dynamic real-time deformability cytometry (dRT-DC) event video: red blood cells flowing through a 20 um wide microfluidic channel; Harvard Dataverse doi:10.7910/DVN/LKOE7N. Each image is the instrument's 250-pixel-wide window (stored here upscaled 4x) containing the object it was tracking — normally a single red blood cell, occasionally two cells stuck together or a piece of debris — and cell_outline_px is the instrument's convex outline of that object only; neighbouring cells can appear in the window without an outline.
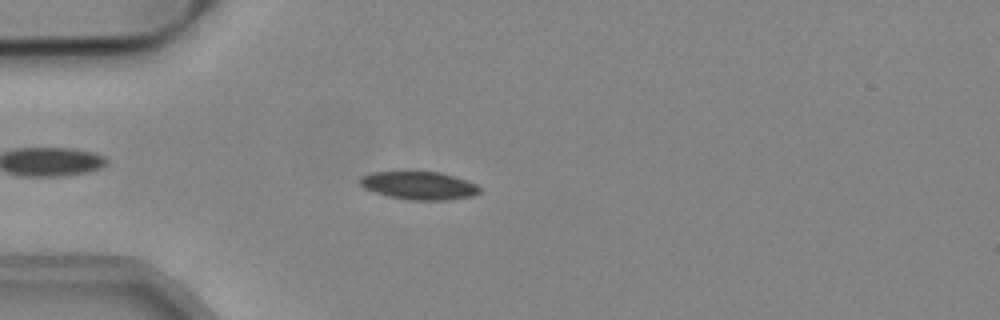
{"species": "common noctule bat (a hibernating species)", "species_latin": "Nyctalus noctula", "temperature_condition": "cold", "stored_images_in_passage": 53, "camera_frame_rate_fps": 3000, "um_per_image_px": 0.085, "animal": {"sex": "male", "body_mass_g": 19.2, "forearm_length_mm": 51.8}, "frame": {"image": 1, "passage_image": 14, "time_ms": 4.333, "image_size_px": [1000, 320], "cell_outline_px": [[480, 192], [472, 196], [444, 200], [412, 200], [388, 196], [364, 188], [360, 184], [360, 176], [372, 172], [440, 172], [476, 184], [480, 188]], "centroid_in_image_um": [35.6, 15.77], "position_along_channel_um": 49.4, "area_um2": 19.25}}
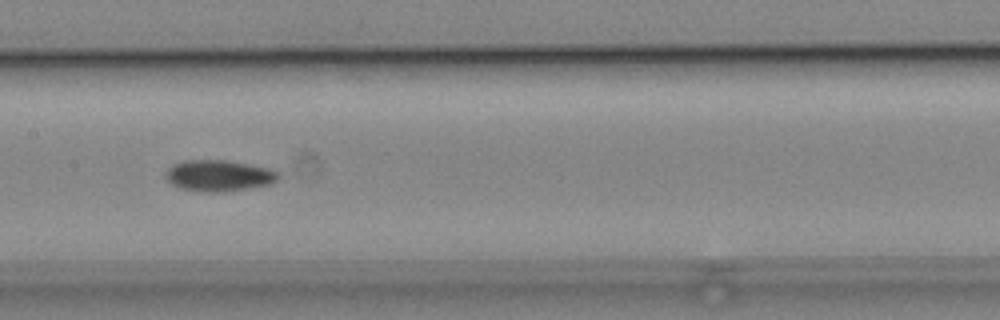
{"frame": {"image": 2, "passage_image": 26, "time_ms": 8.333, "image_size_px": [1000, 320], "cell_outline_px": [[280, 176], [272, 184], [224, 192], [200, 192], [180, 188], [172, 184], [164, 176], [164, 172], [172, 164], [184, 160], [224, 160], [268, 168], [276, 172]], "centroid_in_image_um": [18.54, 14.94], "position_along_channel_um": 188.9, "area_um2": 20.52}}
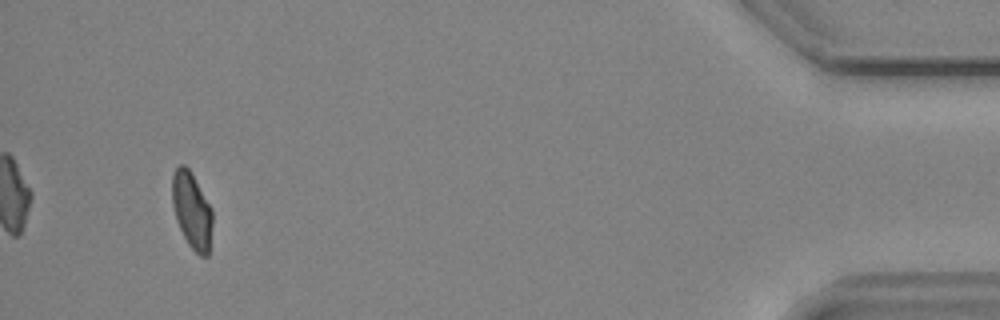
{"frame": {"image": 3, "passage_image": 50, "time_ms": 16.333, "image_size_px": [1000, 320], "cell_outline_px": [[212, 224], [208, 256], [200, 256], [188, 244], [176, 220], [172, 204], [172, 176], [176, 168], [180, 164], [184, 164], [188, 168], [212, 208]], "centroid_in_image_um": [16.3, 17.89], "position_along_channel_um": 418.9, "area_um2": 17.74}, "authors_computed_cell_mechanics": {"area_um2": 18.785, "velocity_mm_per_s": 3.8249, "shape_relaxation_time_tau1_ms": null, "shape_relaxation_time_tau2_ms": 9.1629, "deformation_change_tau1": null, "deformation_change_tau2": 0.1294}}